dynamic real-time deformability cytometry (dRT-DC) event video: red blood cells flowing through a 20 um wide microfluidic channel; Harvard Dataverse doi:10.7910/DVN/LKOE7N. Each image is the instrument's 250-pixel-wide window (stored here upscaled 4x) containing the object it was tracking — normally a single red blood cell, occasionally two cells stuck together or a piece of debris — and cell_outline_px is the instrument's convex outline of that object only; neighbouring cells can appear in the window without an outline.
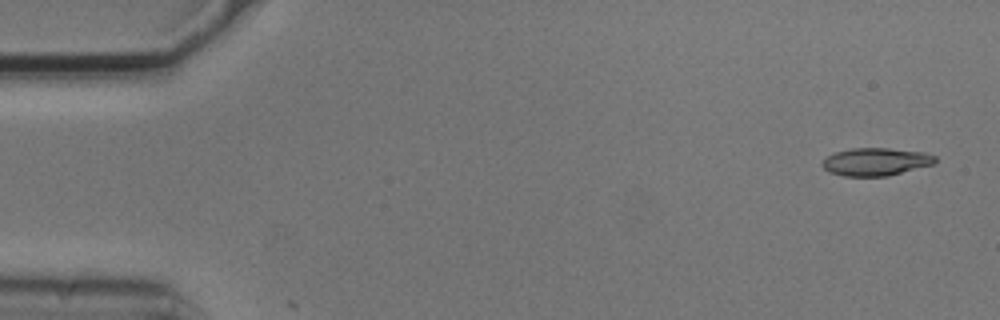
{"species": "common noctule bat (a hibernating species)", "species_latin": "Nyctalus noctula", "temperature_condition": "cold", "stored_images_in_passage": 4, "camera_frame_rate_fps": 3000, "um_per_image_px": 0.085, "animal": {"sex": "male", "body_mass_g": 20.5, "forearm_length_mm": 52.5}, "frame": {"image": 1, "passage_image": 1, "time_ms": 0.0, "image_size_px": [1000, 320], "cell_outline_px": [[936, 160], [932, 164], [888, 176], [844, 176], [828, 172], [820, 164], [828, 156], [836, 152], [852, 148], [888, 148], [924, 152], [936, 156]], "centroid_in_image_um": [74.42, 13.75], "position_along_channel_um": 10.6, "area_um2": 18.15}}